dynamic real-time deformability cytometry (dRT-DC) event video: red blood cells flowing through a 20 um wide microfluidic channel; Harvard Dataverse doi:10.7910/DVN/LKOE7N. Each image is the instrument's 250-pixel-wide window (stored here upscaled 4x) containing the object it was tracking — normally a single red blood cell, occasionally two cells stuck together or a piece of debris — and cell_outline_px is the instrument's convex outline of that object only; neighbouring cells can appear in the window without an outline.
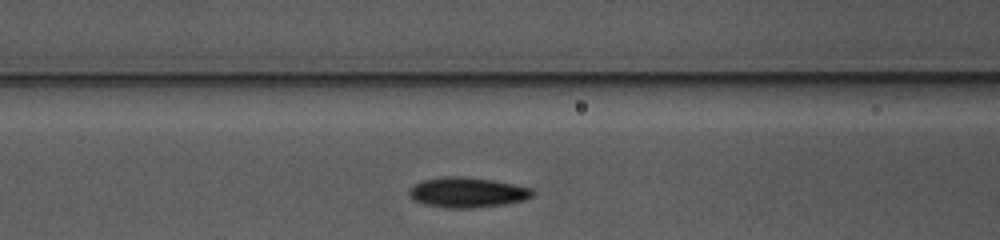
{"species": "common noctule bat (a hibernating species)", "species_latin": "Nyctalus noctula", "temperature_condition": "warm", "stored_images_in_passage": 23, "camera_frame_rate_fps": 3000, "um_per_image_px": 0.085, "animal": {"sex": "female", "body_mass_g": 10.0, "forearm_length_mm": 53.1}, "frame": {"image": 1, "passage_image": 5, "time_ms": 1.333, "image_size_px": [1000, 240], "cell_outline_px": [[536, 192], [532, 196], [524, 200], [504, 204], [472, 208], [444, 208], [424, 204], [408, 196], [408, 188], [424, 180], [444, 176], [460, 176], [492, 180], [532, 188]], "centroid_in_image_um": [39.71, 16.36], "position_along_channel_um": 126.9, "area_um2": 21.68}}
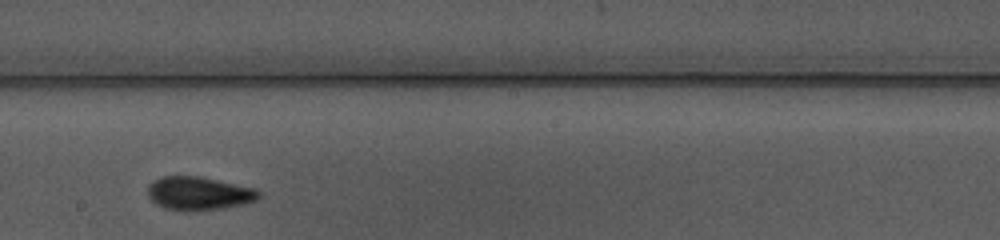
{"frame": {"image": 2, "passage_image": 13, "time_ms": 4.0, "image_size_px": [1000, 240], "cell_outline_px": [[260, 196], [256, 200], [244, 204], [220, 208], [192, 212], [164, 208], [156, 204], [148, 196], [148, 184], [152, 180], [160, 176], [200, 176], [256, 188], [260, 192]], "centroid_in_image_um": [16.88, 16.43], "position_along_channel_um": 231.3, "area_um2": 21.85}}
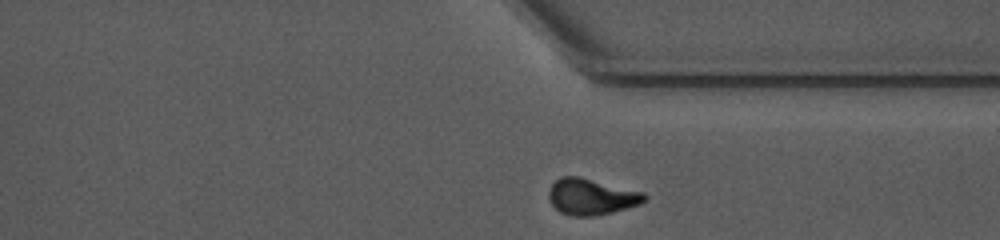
{"frame": {"image": 3, "passage_image": 23, "time_ms": 7.333, "image_size_px": [1000, 240], "cell_outline_px": [[648, 200], [640, 204], [628, 208], [596, 216], [572, 216], [560, 212], [552, 204], [548, 196], [548, 192], [552, 184], [560, 176], [580, 176], [644, 192], [648, 196]], "centroid_in_image_um": [50.29, 16.72], "position_along_channel_um": 361.1, "area_um2": 20.4}}